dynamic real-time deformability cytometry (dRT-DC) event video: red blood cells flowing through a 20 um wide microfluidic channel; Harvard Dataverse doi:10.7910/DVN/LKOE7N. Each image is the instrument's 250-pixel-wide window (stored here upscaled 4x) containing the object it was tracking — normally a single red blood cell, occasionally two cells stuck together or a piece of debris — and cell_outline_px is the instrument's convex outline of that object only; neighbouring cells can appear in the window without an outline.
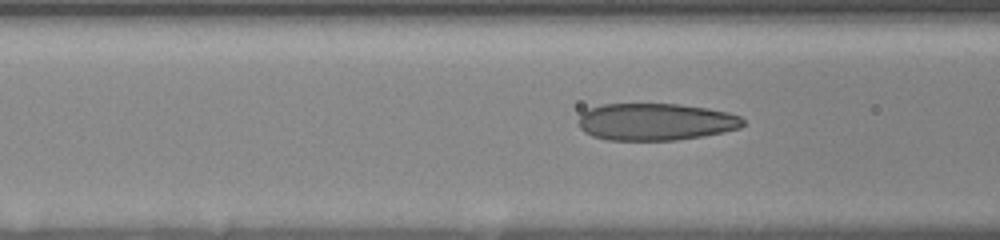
{"species": "human", "species_latin": "Homo sapiens", "temperature_condition": "room temperature", "stored_images_in_passage": 14, "camera_frame_rate_fps": 3000, "um_per_image_px": 0.085, "donor": {"sex": "female"}, "frame": {"image": 1, "passage_image": 4, "time_ms": 1.0, "image_size_px": [1000, 240], "cell_outline_px": [[744, 124], [740, 128], [724, 132], [676, 140], [608, 140], [592, 136], [584, 132], [580, 128], [580, 112], [588, 108], [600, 104], [680, 104], [708, 108], [728, 112], [740, 116], [744, 120]], "centroid_in_image_um": [55.71, 10.35], "position_along_channel_um": 110.9, "area_um2": 35.78}}
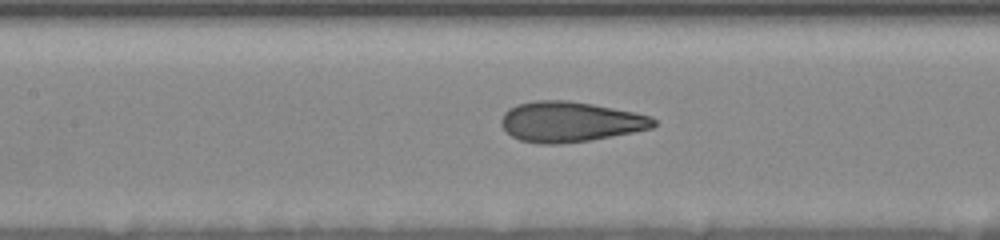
{"frame": {"image": 2, "passage_image": 8, "time_ms": 2.333, "image_size_px": [1000, 240], "cell_outline_px": [[656, 124], [652, 128], [612, 136], [588, 140], [560, 144], [540, 144], [520, 140], [512, 136], [500, 124], [500, 120], [504, 112], [508, 108], [516, 104], [536, 100], [568, 100], [592, 104], [652, 116], [656, 120]], "centroid_in_image_um": [48.42, 10.34], "position_along_channel_um": 159.0, "area_um2": 35.72}}
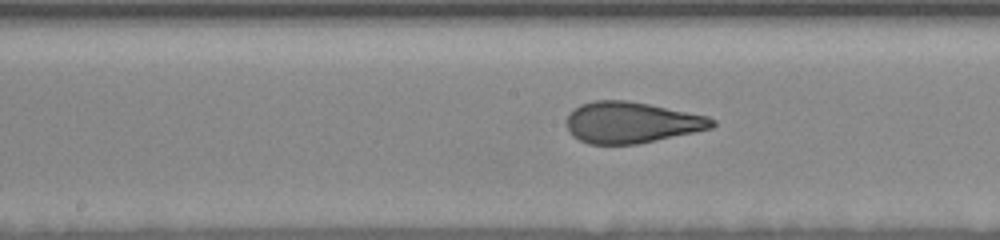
{"frame": {"image": 3, "passage_image": 11, "time_ms": 3.333, "image_size_px": [1000, 240], "cell_outline_px": [[716, 124], [712, 128], [640, 144], [588, 144], [572, 136], [568, 128], [568, 116], [580, 104], [592, 100], [628, 100], [708, 116], [716, 120]], "centroid_in_image_um": [53.7, 10.41], "position_along_channel_um": 194.5, "area_um2": 34.85}}